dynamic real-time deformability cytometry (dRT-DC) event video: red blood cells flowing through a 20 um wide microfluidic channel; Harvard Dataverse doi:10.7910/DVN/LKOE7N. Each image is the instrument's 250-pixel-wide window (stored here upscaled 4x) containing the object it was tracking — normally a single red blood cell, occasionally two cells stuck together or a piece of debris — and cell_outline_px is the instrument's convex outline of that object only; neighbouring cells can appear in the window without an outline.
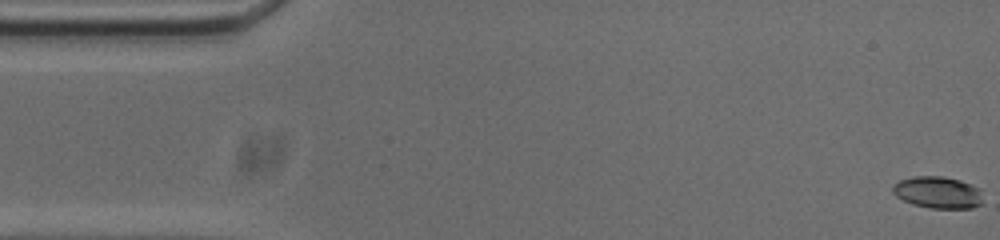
{"species": "common noctule bat (a hibernating species)", "species_latin": "Nyctalus noctula", "temperature_condition": "cold", "stored_images_in_passage": 54, "camera_frame_rate_fps": 3000, "um_per_image_px": 0.085, "animal": {"sex": "male", "body_mass_g": 20.0, "forearm_length_mm": 53.3}, "frame": {"image": 1, "passage_image": 1, "time_ms": 0.0, "image_size_px": [1000, 240], "cell_outline_px": [[984, 204], [972, 208], [932, 208], [912, 204], [896, 196], [892, 192], [892, 184], [900, 180], [912, 176], [944, 176], [960, 180], [980, 188]], "centroid_in_image_um": [79.74, 16.35], "position_along_channel_um": 5.3, "area_um2": 16.99}}
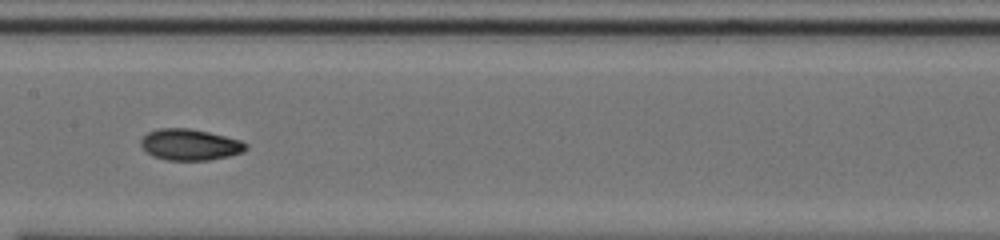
{"frame": {"image": 2, "passage_image": 26, "time_ms": 8.333, "image_size_px": [1000, 240], "cell_outline_px": [[248, 148], [244, 152], [228, 156], [208, 160], [168, 160], [152, 156], [140, 144], [140, 140], [148, 132], [160, 128], [188, 128], [208, 132], [240, 140], [248, 144]], "centroid_in_image_um": [16.16, 12.29], "position_along_channel_um": 191.2, "area_um2": 19.02}}
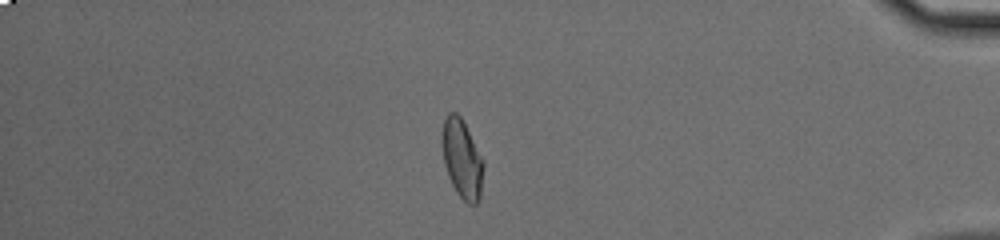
{"frame": {"image": 3, "passage_image": 46, "time_ms": 15.0, "image_size_px": [1000, 240], "cell_outline_px": [[484, 168], [480, 200], [476, 204], [468, 204], [456, 192], [448, 176], [444, 164], [440, 140], [440, 136], [444, 120], [448, 112], [456, 112], [460, 116], [484, 160]], "centroid_in_image_um": [39.26, 13.5], "position_along_channel_um": 395.9, "area_um2": 19.31}, "authors_computed_cell_mechanics": {"area_um2": 18.6116, "velocity_mm_per_s": 3.7395, "shape_relaxation_time_tau1_ms": 6.9123, "shape_relaxation_time_tau2_ms": 2.3685, "deformation_change_tau1": 0.2166, "deformation_change_tau2": 0.0623}}